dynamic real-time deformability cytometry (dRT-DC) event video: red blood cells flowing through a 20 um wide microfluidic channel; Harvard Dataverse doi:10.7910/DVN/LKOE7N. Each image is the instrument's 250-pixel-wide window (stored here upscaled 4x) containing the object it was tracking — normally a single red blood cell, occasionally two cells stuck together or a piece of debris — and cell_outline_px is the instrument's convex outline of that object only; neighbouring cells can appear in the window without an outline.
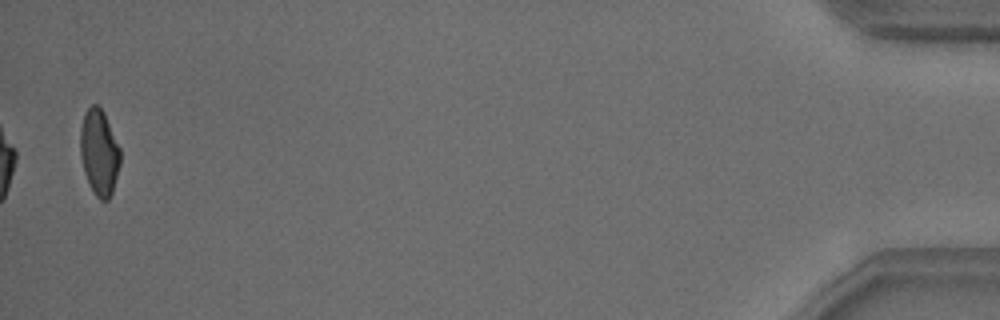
{"species": "common noctule bat (a hibernating species)", "species_latin": "Nyctalus noctula", "temperature_condition": "warm", "stored_images_in_passage": 38, "camera_frame_rate_fps": 3000, "um_per_image_px": 0.085, "animal": {"sex": "male", "body_mass_g": 18.8}, "frame": {"image": 1, "passage_image": 38, "time_ms": 12.333, "image_size_px": [1000, 320], "cell_outline_px": [[120, 164], [112, 192], [108, 200], [100, 200], [96, 196], [84, 172], [80, 156], [80, 128], [84, 112], [92, 104], [96, 104], [104, 112], [120, 148]], "centroid_in_image_um": [8.42, 12.92], "position_along_channel_um": 426.8, "area_um2": 19.94}, "authors_computed_cell_mechanics": {"area_um2": 21.3571, "velocity_mm_per_s": 3.8419, "shape_relaxation_time_tau1_ms": 5.697, "shape_relaxation_time_tau2_ms": 2.0865, "deformation_change_tau1": 0.1608, "deformation_change_tau2": 0.0859}}